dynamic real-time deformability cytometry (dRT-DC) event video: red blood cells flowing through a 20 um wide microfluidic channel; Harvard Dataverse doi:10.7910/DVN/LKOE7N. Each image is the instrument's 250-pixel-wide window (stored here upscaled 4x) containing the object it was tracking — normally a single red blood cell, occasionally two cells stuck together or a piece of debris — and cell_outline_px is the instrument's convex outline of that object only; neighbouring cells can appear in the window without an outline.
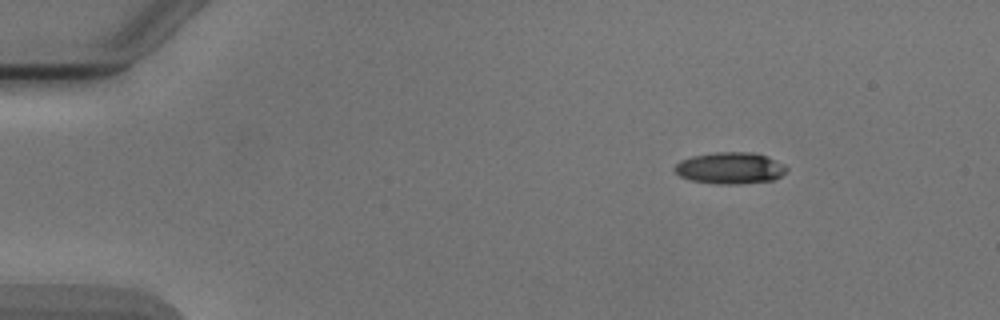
{"species": "Egyptian fruit bat (a non-hibernating species)", "species_latin": "Rousettus aegyptiacus", "temperature_condition": "cold", "stored_images_in_passage": 3, "camera_frame_rate_fps": 3000, "um_per_image_px": 0.085, "animal": {"sex": "male"}, "frame": {"image": 1, "passage_image": 1, "time_ms": 0.0, "image_size_px": [1000, 320], "cell_outline_px": [[788, 168], [776, 180], [732, 184], [716, 184], [688, 180], [680, 176], [672, 168], [680, 160], [692, 156], [716, 152], [756, 152], [768, 156], [784, 164]], "centroid_in_image_um": [62.05, 14.28], "position_along_channel_um": 22.9, "area_um2": 20.81}}